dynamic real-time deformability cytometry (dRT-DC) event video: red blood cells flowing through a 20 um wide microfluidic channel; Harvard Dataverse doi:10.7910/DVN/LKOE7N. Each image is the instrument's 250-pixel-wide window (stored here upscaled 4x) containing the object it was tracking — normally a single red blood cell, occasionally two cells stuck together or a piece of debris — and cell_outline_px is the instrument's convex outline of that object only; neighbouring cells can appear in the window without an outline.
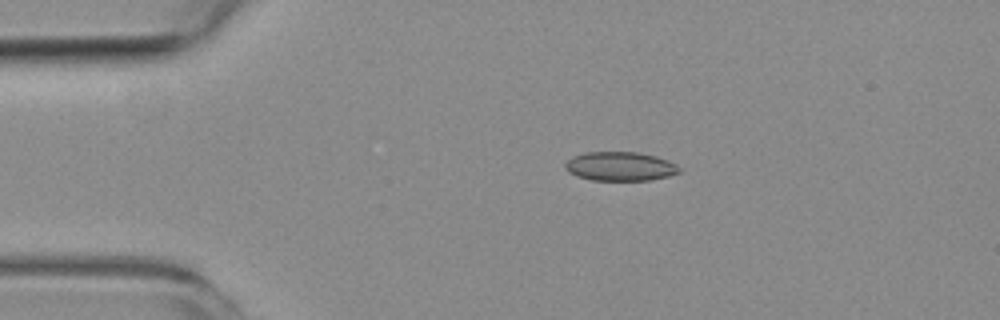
{"species": "common noctule bat (a hibernating species)", "species_latin": "Nyctalus noctula", "temperature_condition": "room temperature", "stored_images_in_passage": 5, "camera_frame_rate_fps": 3000, "um_per_image_px": 0.085, "animal": {"sex": "female", "body_mass_g": 19.3, "forearm_length_mm": 54.1}, "frame": {"image": 1, "passage_image": 4, "time_ms": 3.333, "image_size_px": [1000, 320], "cell_outline_px": [[680, 172], [668, 176], [648, 180], [592, 180], [576, 176], [568, 172], [564, 168], [564, 164], [572, 156], [584, 152], [636, 152], [656, 156], [668, 160], [676, 164], [680, 168]], "centroid_in_image_um": [52.68, 14.13], "position_along_channel_um": 32.3, "area_um2": 19.36}}